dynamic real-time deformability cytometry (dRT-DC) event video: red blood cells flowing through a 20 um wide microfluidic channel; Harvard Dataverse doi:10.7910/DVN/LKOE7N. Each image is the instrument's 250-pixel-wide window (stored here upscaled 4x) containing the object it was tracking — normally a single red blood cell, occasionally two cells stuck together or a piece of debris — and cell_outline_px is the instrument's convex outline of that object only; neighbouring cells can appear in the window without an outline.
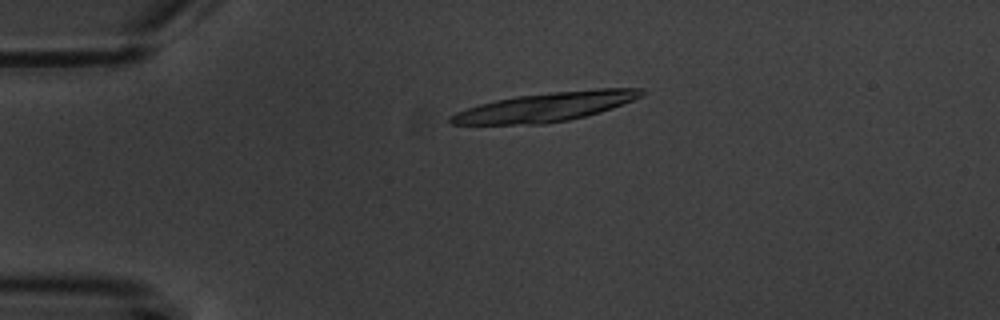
{"species": "common noctule bat (a hibernating species)", "species_latin": "Nyctalus noctula", "temperature_condition": "warm", "stored_images_in_passage": 5, "camera_frame_rate_fps": 3000, "um_per_image_px": 0.085, "animal": {"sex": "male", "body_mass_g": 20.1, "forearm_length_mm": 53.5}, "frame": {"image": 1, "passage_image": 1, "time_ms": 0.0, "image_size_px": [1000, 320], "cell_outline_px": [[644, 92], [640, 96], [632, 100], [612, 108], [600, 112], [568, 120], [544, 124], [448, 124], [448, 116], [456, 112], [480, 104], [496, 100], [516, 96], [552, 92], [596, 88], [640, 88]], "centroid_in_image_um": [46.35, 9.09], "position_along_channel_um": 38.6, "area_um2": 32.02}}
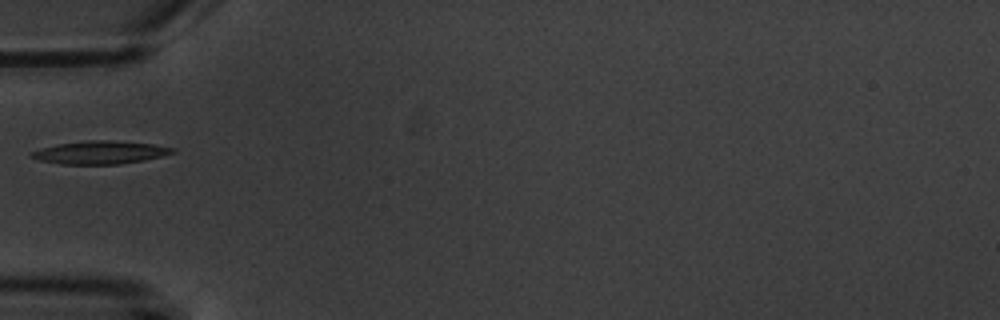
{"frame": {"image": 2, "passage_image": 2, "time_ms": 2.333, "image_size_px": [1000, 320], "cell_outline_px": [[176, 152], [164, 156], [144, 160], [120, 164], [60, 164], [40, 160], [32, 156], [32, 152], [56, 144], [88, 140], [108, 140], [152, 144], [176, 148]], "centroid_in_image_um": [8.59, 12.96], "position_along_channel_um": 76.4, "area_um2": 18.73}}
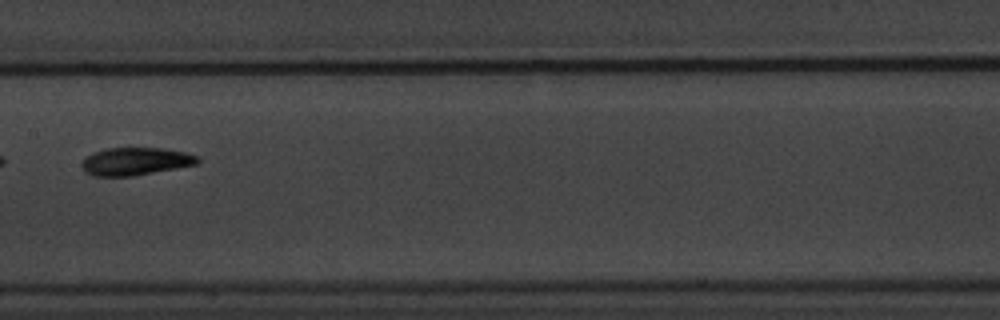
{"frame": {"image": 3, "passage_image": 5, "time_ms": 5.667, "image_size_px": [1000, 320], "cell_outline_px": [[200, 160], [196, 164], [176, 168], [132, 176], [92, 176], [84, 172], [80, 164], [88, 156], [96, 152], [108, 148], [164, 148], [184, 152], [200, 156]], "centroid_in_image_um": [11.52, 13.72], "position_along_channel_um": 195.9, "area_um2": 18.61}}